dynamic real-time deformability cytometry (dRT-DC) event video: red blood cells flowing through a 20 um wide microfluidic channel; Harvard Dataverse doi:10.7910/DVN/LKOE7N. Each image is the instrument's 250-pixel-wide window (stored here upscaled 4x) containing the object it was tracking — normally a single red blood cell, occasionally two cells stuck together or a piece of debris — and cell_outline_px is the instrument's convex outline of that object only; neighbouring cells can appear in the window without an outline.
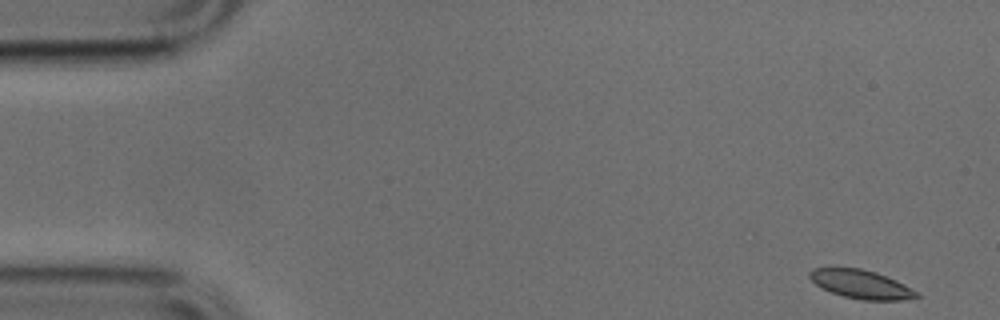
{"species": "common noctule bat (a hibernating species)", "species_latin": "Nyctalus noctula", "temperature_condition": "cold", "stored_images_in_passage": 23, "camera_frame_rate_fps": 3000, "um_per_image_px": 0.085, "animal": {"sex": "male", "body_mass_g": 17.9, "forearm_length_mm": 54.2}, "frame": {"image": 1, "passage_image": 1, "time_ms": 0.0, "image_size_px": [1000, 320], "cell_outline_px": [[920, 296], [900, 300], [864, 300], [844, 296], [820, 288], [808, 276], [808, 272], [812, 268], [860, 268], [876, 272], [896, 280], [920, 292]], "centroid_in_image_um": [73.19, 24.16], "position_along_channel_um": 11.8, "area_um2": 17.8}}
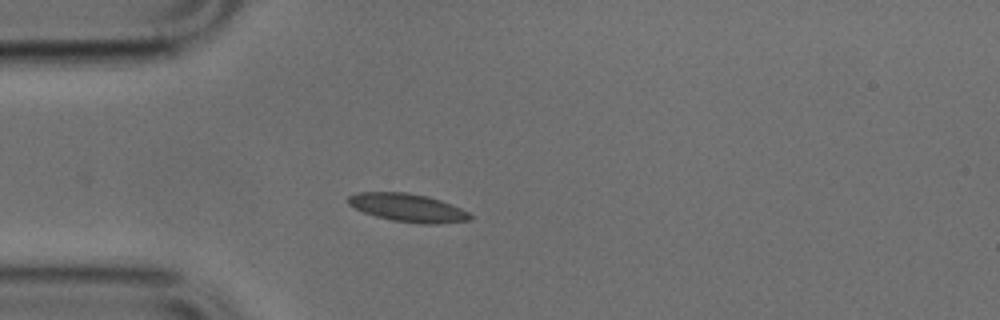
{"frame": {"image": 2, "passage_image": 12, "time_ms": 3.667, "image_size_px": [1000, 320], "cell_outline_px": [[472, 220], [436, 224], [420, 224], [392, 220], [376, 216], [364, 212], [348, 204], [348, 196], [356, 192], [408, 192], [428, 196], [440, 200], [460, 208], [468, 212], [472, 216]], "centroid_in_image_um": [34.67, 17.65], "position_along_channel_um": 50.3, "area_um2": 20.0}}